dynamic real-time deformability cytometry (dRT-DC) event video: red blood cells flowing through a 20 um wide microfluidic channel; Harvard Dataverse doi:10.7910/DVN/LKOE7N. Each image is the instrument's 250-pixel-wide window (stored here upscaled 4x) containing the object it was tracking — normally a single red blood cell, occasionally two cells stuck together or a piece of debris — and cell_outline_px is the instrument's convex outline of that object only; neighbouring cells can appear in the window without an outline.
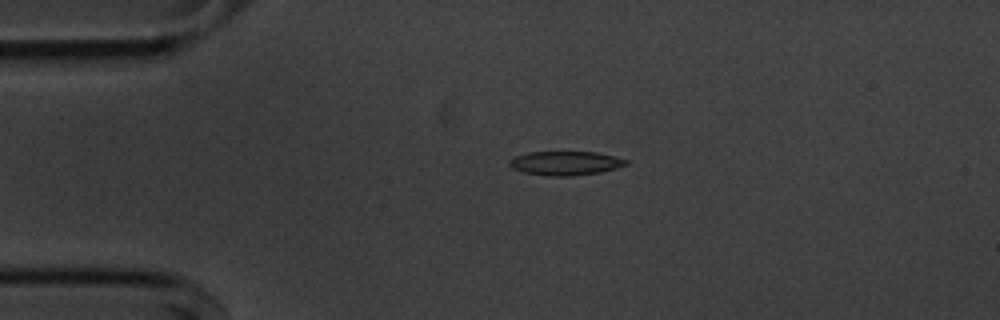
{"species": "common noctule bat (a hibernating species)", "species_latin": "Nyctalus noctula", "temperature_condition": "cold", "stored_images_in_passage": 45, "camera_frame_rate_fps": 3000, "um_per_image_px": 0.085, "animal": {"sex": "male", "body_mass_g": 20.1, "forearm_length_mm": 53.5}, "frame": {"image": 1, "passage_image": 2, "time_ms": 0.333, "image_size_px": [1000, 320], "cell_outline_px": [[628, 164], [616, 168], [600, 172], [572, 176], [544, 176], [524, 172], [512, 168], [508, 164], [508, 160], [516, 156], [528, 152], [596, 152], [628, 160]], "centroid_in_image_um": [48.03, 13.87], "position_along_channel_um": 37.0, "area_um2": 16.3}}
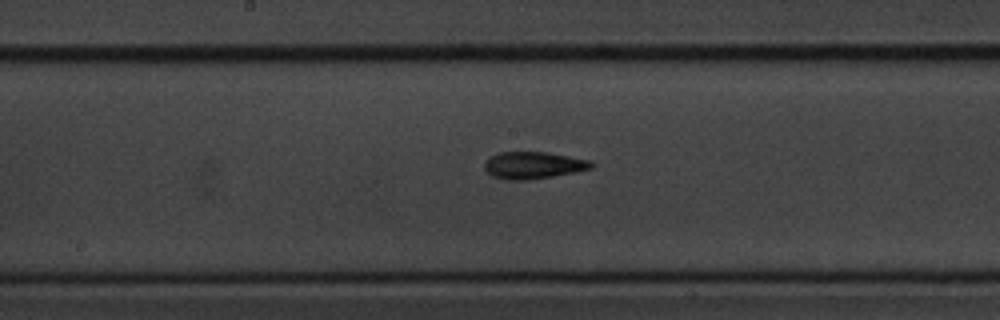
{"frame": {"image": 2, "passage_image": 18, "time_ms": 5.667, "image_size_px": [1000, 320], "cell_outline_px": [[596, 164], [592, 168], [576, 172], [528, 180], [508, 180], [492, 176], [484, 168], [484, 164], [488, 156], [500, 152], [548, 152], [592, 160]], "centroid_in_image_um": [45.36, 14.04], "position_along_channel_um": 202.8, "area_um2": 17.05}}
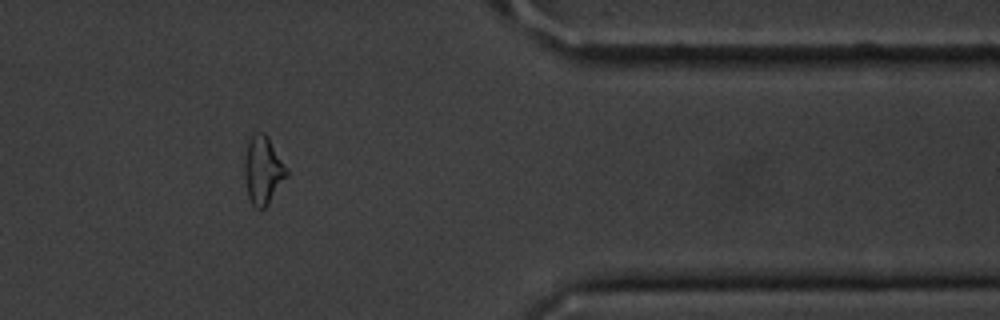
{"frame": {"image": 3, "passage_image": 35, "time_ms": 11.333, "image_size_px": [1000, 320], "cell_outline_px": [[288, 176], [268, 204], [264, 208], [256, 208], [252, 204], [248, 196], [244, 180], [244, 156], [248, 140], [252, 132], [264, 132], [268, 136], [288, 168]], "centroid_in_image_um": [22.35, 14.43], "position_along_channel_um": 389.1, "area_um2": 17.11}, "authors_computed_cell_mechanics": {"area_um2": 16.5308, "velocity_mm_per_s": 3.6513, "shape_relaxation_time_tau1_ms": 5.1646, "shape_relaxation_time_tau2_ms": 3.1645, "deformation_change_tau1": 0.1859, "deformation_change_tau2": 0.1319}}